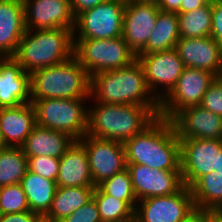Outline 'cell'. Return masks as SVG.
<instances>
[{"instance_id": "22", "label": "cell", "mask_w": 222, "mask_h": 222, "mask_svg": "<svg viewBox=\"0 0 222 222\" xmlns=\"http://www.w3.org/2000/svg\"><path fill=\"white\" fill-rule=\"evenodd\" d=\"M36 125L32 102L0 108V129L7 147H21Z\"/></svg>"}, {"instance_id": "42", "label": "cell", "mask_w": 222, "mask_h": 222, "mask_svg": "<svg viewBox=\"0 0 222 222\" xmlns=\"http://www.w3.org/2000/svg\"><path fill=\"white\" fill-rule=\"evenodd\" d=\"M215 174H222V148L220 154L217 155Z\"/></svg>"}, {"instance_id": "1", "label": "cell", "mask_w": 222, "mask_h": 222, "mask_svg": "<svg viewBox=\"0 0 222 222\" xmlns=\"http://www.w3.org/2000/svg\"><path fill=\"white\" fill-rule=\"evenodd\" d=\"M123 144L126 164L181 170L180 140L170 120L158 116L142 132Z\"/></svg>"}, {"instance_id": "21", "label": "cell", "mask_w": 222, "mask_h": 222, "mask_svg": "<svg viewBox=\"0 0 222 222\" xmlns=\"http://www.w3.org/2000/svg\"><path fill=\"white\" fill-rule=\"evenodd\" d=\"M57 187H96L90 172L86 149L79 141L60 158Z\"/></svg>"}, {"instance_id": "38", "label": "cell", "mask_w": 222, "mask_h": 222, "mask_svg": "<svg viewBox=\"0 0 222 222\" xmlns=\"http://www.w3.org/2000/svg\"><path fill=\"white\" fill-rule=\"evenodd\" d=\"M71 12L76 18L80 13L89 10L107 0H69Z\"/></svg>"}, {"instance_id": "29", "label": "cell", "mask_w": 222, "mask_h": 222, "mask_svg": "<svg viewBox=\"0 0 222 222\" xmlns=\"http://www.w3.org/2000/svg\"><path fill=\"white\" fill-rule=\"evenodd\" d=\"M27 170L28 160L21 147L0 150V188L20 183Z\"/></svg>"}, {"instance_id": "30", "label": "cell", "mask_w": 222, "mask_h": 222, "mask_svg": "<svg viewBox=\"0 0 222 222\" xmlns=\"http://www.w3.org/2000/svg\"><path fill=\"white\" fill-rule=\"evenodd\" d=\"M97 187L103 193L125 201L135 211L138 200L135 196L131 176L127 168L105 179Z\"/></svg>"}, {"instance_id": "20", "label": "cell", "mask_w": 222, "mask_h": 222, "mask_svg": "<svg viewBox=\"0 0 222 222\" xmlns=\"http://www.w3.org/2000/svg\"><path fill=\"white\" fill-rule=\"evenodd\" d=\"M23 0H0V55L12 57L24 35Z\"/></svg>"}, {"instance_id": "44", "label": "cell", "mask_w": 222, "mask_h": 222, "mask_svg": "<svg viewBox=\"0 0 222 222\" xmlns=\"http://www.w3.org/2000/svg\"><path fill=\"white\" fill-rule=\"evenodd\" d=\"M7 148L2 131L0 129V150Z\"/></svg>"}, {"instance_id": "40", "label": "cell", "mask_w": 222, "mask_h": 222, "mask_svg": "<svg viewBox=\"0 0 222 222\" xmlns=\"http://www.w3.org/2000/svg\"><path fill=\"white\" fill-rule=\"evenodd\" d=\"M210 0H182L180 10L177 13L188 12L206 5Z\"/></svg>"}, {"instance_id": "19", "label": "cell", "mask_w": 222, "mask_h": 222, "mask_svg": "<svg viewBox=\"0 0 222 222\" xmlns=\"http://www.w3.org/2000/svg\"><path fill=\"white\" fill-rule=\"evenodd\" d=\"M30 100V74L13 57L0 59V108L17 107Z\"/></svg>"}, {"instance_id": "23", "label": "cell", "mask_w": 222, "mask_h": 222, "mask_svg": "<svg viewBox=\"0 0 222 222\" xmlns=\"http://www.w3.org/2000/svg\"><path fill=\"white\" fill-rule=\"evenodd\" d=\"M74 141L64 132L47 129L36 124L21 149L27 159L34 156L61 158Z\"/></svg>"}, {"instance_id": "25", "label": "cell", "mask_w": 222, "mask_h": 222, "mask_svg": "<svg viewBox=\"0 0 222 222\" xmlns=\"http://www.w3.org/2000/svg\"><path fill=\"white\" fill-rule=\"evenodd\" d=\"M24 190L29 209L43 217L50 209L57 183L27 170L20 182Z\"/></svg>"}, {"instance_id": "36", "label": "cell", "mask_w": 222, "mask_h": 222, "mask_svg": "<svg viewBox=\"0 0 222 222\" xmlns=\"http://www.w3.org/2000/svg\"><path fill=\"white\" fill-rule=\"evenodd\" d=\"M211 37L222 45V0H212Z\"/></svg>"}, {"instance_id": "18", "label": "cell", "mask_w": 222, "mask_h": 222, "mask_svg": "<svg viewBox=\"0 0 222 222\" xmlns=\"http://www.w3.org/2000/svg\"><path fill=\"white\" fill-rule=\"evenodd\" d=\"M175 48L184 67L197 68L219 76L221 45L211 36L180 38Z\"/></svg>"}, {"instance_id": "43", "label": "cell", "mask_w": 222, "mask_h": 222, "mask_svg": "<svg viewBox=\"0 0 222 222\" xmlns=\"http://www.w3.org/2000/svg\"><path fill=\"white\" fill-rule=\"evenodd\" d=\"M111 222H138V219L134 213L131 217H128V218H125L122 220H118V221H111Z\"/></svg>"}, {"instance_id": "8", "label": "cell", "mask_w": 222, "mask_h": 222, "mask_svg": "<svg viewBox=\"0 0 222 222\" xmlns=\"http://www.w3.org/2000/svg\"><path fill=\"white\" fill-rule=\"evenodd\" d=\"M125 2L107 0L80 13L75 18L73 39H111L122 36Z\"/></svg>"}, {"instance_id": "4", "label": "cell", "mask_w": 222, "mask_h": 222, "mask_svg": "<svg viewBox=\"0 0 222 222\" xmlns=\"http://www.w3.org/2000/svg\"><path fill=\"white\" fill-rule=\"evenodd\" d=\"M74 55L73 31L25 30L15 54L12 56L27 73L55 66Z\"/></svg>"}, {"instance_id": "41", "label": "cell", "mask_w": 222, "mask_h": 222, "mask_svg": "<svg viewBox=\"0 0 222 222\" xmlns=\"http://www.w3.org/2000/svg\"><path fill=\"white\" fill-rule=\"evenodd\" d=\"M182 0H160L158 2V7L164 12H175L180 10Z\"/></svg>"}, {"instance_id": "37", "label": "cell", "mask_w": 222, "mask_h": 222, "mask_svg": "<svg viewBox=\"0 0 222 222\" xmlns=\"http://www.w3.org/2000/svg\"><path fill=\"white\" fill-rule=\"evenodd\" d=\"M41 216L32 211L14 214H0V222H37Z\"/></svg>"}, {"instance_id": "9", "label": "cell", "mask_w": 222, "mask_h": 222, "mask_svg": "<svg viewBox=\"0 0 222 222\" xmlns=\"http://www.w3.org/2000/svg\"><path fill=\"white\" fill-rule=\"evenodd\" d=\"M217 76L197 68L184 67L176 86L160 101L159 117L172 120L185 108L199 106Z\"/></svg>"}, {"instance_id": "7", "label": "cell", "mask_w": 222, "mask_h": 222, "mask_svg": "<svg viewBox=\"0 0 222 222\" xmlns=\"http://www.w3.org/2000/svg\"><path fill=\"white\" fill-rule=\"evenodd\" d=\"M74 56L89 76L126 67L137 59L122 36L111 39H73Z\"/></svg>"}, {"instance_id": "2", "label": "cell", "mask_w": 222, "mask_h": 222, "mask_svg": "<svg viewBox=\"0 0 222 222\" xmlns=\"http://www.w3.org/2000/svg\"><path fill=\"white\" fill-rule=\"evenodd\" d=\"M90 98L105 104L147 106L159 116L160 102L147 87L144 70L137 59L126 67L90 76Z\"/></svg>"}, {"instance_id": "28", "label": "cell", "mask_w": 222, "mask_h": 222, "mask_svg": "<svg viewBox=\"0 0 222 222\" xmlns=\"http://www.w3.org/2000/svg\"><path fill=\"white\" fill-rule=\"evenodd\" d=\"M177 14L180 38L211 36L212 0L195 10Z\"/></svg>"}, {"instance_id": "24", "label": "cell", "mask_w": 222, "mask_h": 222, "mask_svg": "<svg viewBox=\"0 0 222 222\" xmlns=\"http://www.w3.org/2000/svg\"><path fill=\"white\" fill-rule=\"evenodd\" d=\"M95 187H57L49 211L43 216L60 222L92 199Z\"/></svg>"}, {"instance_id": "35", "label": "cell", "mask_w": 222, "mask_h": 222, "mask_svg": "<svg viewBox=\"0 0 222 222\" xmlns=\"http://www.w3.org/2000/svg\"><path fill=\"white\" fill-rule=\"evenodd\" d=\"M60 222H102L99 216L98 207L92 198L85 205L81 206L74 213L67 216Z\"/></svg>"}, {"instance_id": "3", "label": "cell", "mask_w": 222, "mask_h": 222, "mask_svg": "<svg viewBox=\"0 0 222 222\" xmlns=\"http://www.w3.org/2000/svg\"><path fill=\"white\" fill-rule=\"evenodd\" d=\"M157 117L147 106L95 102L88 108L87 135L124 143Z\"/></svg>"}, {"instance_id": "45", "label": "cell", "mask_w": 222, "mask_h": 222, "mask_svg": "<svg viewBox=\"0 0 222 222\" xmlns=\"http://www.w3.org/2000/svg\"><path fill=\"white\" fill-rule=\"evenodd\" d=\"M218 78L222 80V45H221V64H220V70H219Z\"/></svg>"}, {"instance_id": "47", "label": "cell", "mask_w": 222, "mask_h": 222, "mask_svg": "<svg viewBox=\"0 0 222 222\" xmlns=\"http://www.w3.org/2000/svg\"><path fill=\"white\" fill-rule=\"evenodd\" d=\"M216 214L222 216V204L214 211Z\"/></svg>"}, {"instance_id": "11", "label": "cell", "mask_w": 222, "mask_h": 222, "mask_svg": "<svg viewBox=\"0 0 222 222\" xmlns=\"http://www.w3.org/2000/svg\"><path fill=\"white\" fill-rule=\"evenodd\" d=\"M142 65L147 87L160 102L176 86L178 78L184 70V64L176 48L151 54H137ZM165 86L159 90V86ZM157 91V92H156Z\"/></svg>"}, {"instance_id": "46", "label": "cell", "mask_w": 222, "mask_h": 222, "mask_svg": "<svg viewBox=\"0 0 222 222\" xmlns=\"http://www.w3.org/2000/svg\"><path fill=\"white\" fill-rule=\"evenodd\" d=\"M136 1H138V2H148V3H156V4H158V2H159L160 0H136Z\"/></svg>"}, {"instance_id": "17", "label": "cell", "mask_w": 222, "mask_h": 222, "mask_svg": "<svg viewBox=\"0 0 222 222\" xmlns=\"http://www.w3.org/2000/svg\"><path fill=\"white\" fill-rule=\"evenodd\" d=\"M178 139L222 141V117L199 106L185 108L172 120Z\"/></svg>"}, {"instance_id": "31", "label": "cell", "mask_w": 222, "mask_h": 222, "mask_svg": "<svg viewBox=\"0 0 222 222\" xmlns=\"http://www.w3.org/2000/svg\"><path fill=\"white\" fill-rule=\"evenodd\" d=\"M92 198L98 207L102 222L118 221L134 214V210L125 201L103 193L97 186Z\"/></svg>"}, {"instance_id": "32", "label": "cell", "mask_w": 222, "mask_h": 222, "mask_svg": "<svg viewBox=\"0 0 222 222\" xmlns=\"http://www.w3.org/2000/svg\"><path fill=\"white\" fill-rule=\"evenodd\" d=\"M30 211L26 194L20 183L0 188V214Z\"/></svg>"}, {"instance_id": "39", "label": "cell", "mask_w": 222, "mask_h": 222, "mask_svg": "<svg viewBox=\"0 0 222 222\" xmlns=\"http://www.w3.org/2000/svg\"><path fill=\"white\" fill-rule=\"evenodd\" d=\"M191 222H222V216L214 211H196Z\"/></svg>"}, {"instance_id": "34", "label": "cell", "mask_w": 222, "mask_h": 222, "mask_svg": "<svg viewBox=\"0 0 222 222\" xmlns=\"http://www.w3.org/2000/svg\"><path fill=\"white\" fill-rule=\"evenodd\" d=\"M200 106L222 117V80L218 77L203 95Z\"/></svg>"}, {"instance_id": "14", "label": "cell", "mask_w": 222, "mask_h": 222, "mask_svg": "<svg viewBox=\"0 0 222 222\" xmlns=\"http://www.w3.org/2000/svg\"><path fill=\"white\" fill-rule=\"evenodd\" d=\"M127 169L138 201L171 195L184 186L181 170L151 169L140 164H127Z\"/></svg>"}, {"instance_id": "15", "label": "cell", "mask_w": 222, "mask_h": 222, "mask_svg": "<svg viewBox=\"0 0 222 222\" xmlns=\"http://www.w3.org/2000/svg\"><path fill=\"white\" fill-rule=\"evenodd\" d=\"M159 11L156 3L126 0L122 37L135 55L146 46Z\"/></svg>"}, {"instance_id": "26", "label": "cell", "mask_w": 222, "mask_h": 222, "mask_svg": "<svg viewBox=\"0 0 222 222\" xmlns=\"http://www.w3.org/2000/svg\"><path fill=\"white\" fill-rule=\"evenodd\" d=\"M179 39L178 14L160 10L148 42L138 54H151L173 49Z\"/></svg>"}, {"instance_id": "27", "label": "cell", "mask_w": 222, "mask_h": 222, "mask_svg": "<svg viewBox=\"0 0 222 222\" xmlns=\"http://www.w3.org/2000/svg\"><path fill=\"white\" fill-rule=\"evenodd\" d=\"M190 190L196 211H215L222 204V174H205Z\"/></svg>"}, {"instance_id": "16", "label": "cell", "mask_w": 222, "mask_h": 222, "mask_svg": "<svg viewBox=\"0 0 222 222\" xmlns=\"http://www.w3.org/2000/svg\"><path fill=\"white\" fill-rule=\"evenodd\" d=\"M26 30H74L69 0H23Z\"/></svg>"}, {"instance_id": "13", "label": "cell", "mask_w": 222, "mask_h": 222, "mask_svg": "<svg viewBox=\"0 0 222 222\" xmlns=\"http://www.w3.org/2000/svg\"><path fill=\"white\" fill-rule=\"evenodd\" d=\"M79 142L86 149L94 185L127 168L125 148L122 142L86 135Z\"/></svg>"}, {"instance_id": "48", "label": "cell", "mask_w": 222, "mask_h": 222, "mask_svg": "<svg viewBox=\"0 0 222 222\" xmlns=\"http://www.w3.org/2000/svg\"><path fill=\"white\" fill-rule=\"evenodd\" d=\"M37 222H54V221L46 219L45 217H40Z\"/></svg>"}, {"instance_id": "5", "label": "cell", "mask_w": 222, "mask_h": 222, "mask_svg": "<svg viewBox=\"0 0 222 222\" xmlns=\"http://www.w3.org/2000/svg\"><path fill=\"white\" fill-rule=\"evenodd\" d=\"M88 99L90 76L73 55L69 60L30 73V100Z\"/></svg>"}, {"instance_id": "12", "label": "cell", "mask_w": 222, "mask_h": 222, "mask_svg": "<svg viewBox=\"0 0 222 222\" xmlns=\"http://www.w3.org/2000/svg\"><path fill=\"white\" fill-rule=\"evenodd\" d=\"M181 174L184 185L191 187L201 176L216 170L222 141L218 139H179Z\"/></svg>"}, {"instance_id": "10", "label": "cell", "mask_w": 222, "mask_h": 222, "mask_svg": "<svg viewBox=\"0 0 222 222\" xmlns=\"http://www.w3.org/2000/svg\"><path fill=\"white\" fill-rule=\"evenodd\" d=\"M195 212L192 193L186 185L171 195L140 200L134 211L138 222H191Z\"/></svg>"}, {"instance_id": "33", "label": "cell", "mask_w": 222, "mask_h": 222, "mask_svg": "<svg viewBox=\"0 0 222 222\" xmlns=\"http://www.w3.org/2000/svg\"><path fill=\"white\" fill-rule=\"evenodd\" d=\"M28 170L41 177L57 180L59 174L60 158L47 156H34L28 159Z\"/></svg>"}, {"instance_id": "6", "label": "cell", "mask_w": 222, "mask_h": 222, "mask_svg": "<svg viewBox=\"0 0 222 222\" xmlns=\"http://www.w3.org/2000/svg\"><path fill=\"white\" fill-rule=\"evenodd\" d=\"M85 101L86 99H36L32 101L36 124L64 132L79 141L87 135L88 107Z\"/></svg>"}]
</instances>
